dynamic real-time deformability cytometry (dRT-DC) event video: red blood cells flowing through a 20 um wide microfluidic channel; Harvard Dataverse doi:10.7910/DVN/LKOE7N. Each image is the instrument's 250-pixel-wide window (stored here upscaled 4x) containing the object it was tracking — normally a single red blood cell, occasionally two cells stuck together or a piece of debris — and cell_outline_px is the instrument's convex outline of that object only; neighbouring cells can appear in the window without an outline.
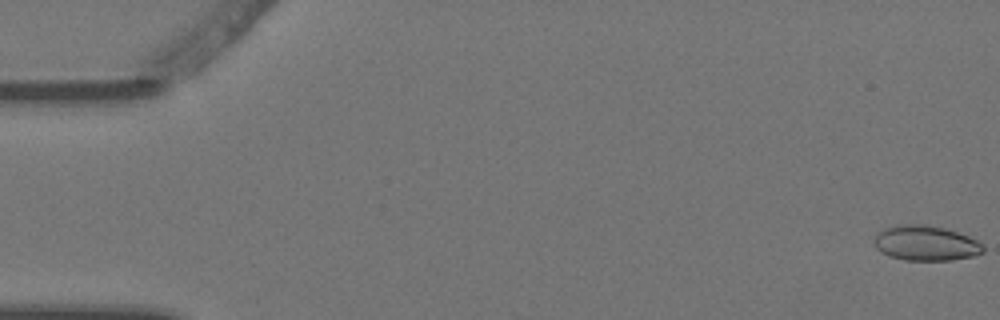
{"species": "Egyptian fruit bat (a non-hibernating species)", "species_latin": "Rousettus aegyptiacus", "temperature_condition": "warm", "stored_images_in_passage": 5, "camera_frame_rate_fps": 3000, "um_per_image_px": 0.085, "animal": {"sex": "female"}, "frame": {"image": 1, "passage_image": 1, "time_ms": 0.0, "image_size_px": [1000, 320], "cell_outline_px": [[984, 252], [976, 256], [952, 260], [904, 260], [888, 256], [880, 252], [872, 244], [876, 236], [884, 228], [900, 224], [924, 224], [944, 228], [968, 236], [984, 244]], "centroid_in_image_um": [78.69, 20.68], "position_along_channel_um": 6.3, "area_um2": 22.48}}
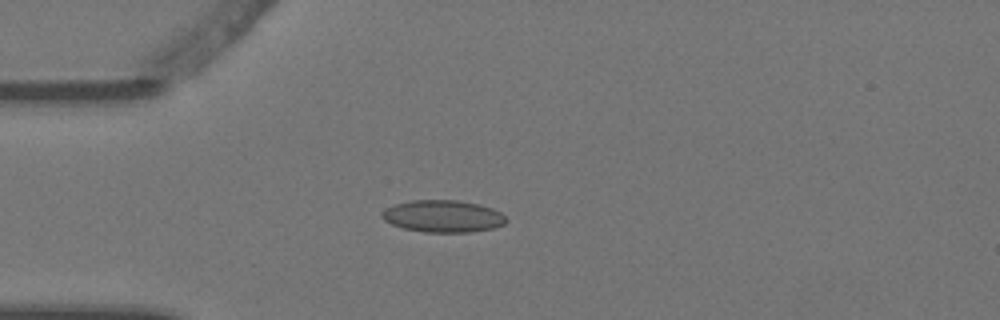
{"frame": {"image": 2, "passage_image": 5, "time_ms": 1.333, "image_size_px": [1000, 320], "cell_outline_px": [[508, 220], [504, 224], [496, 228], [472, 232], [424, 232], [404, 228], [392, 224], [384, 220], [380, 216], [380, 212], [396, 204], [412, 200], [460, 200], [480, 204], [492, 208], [500, 212]], "centroid_in_image_um": [37.69, 18.38], "position_along_channel_um": 47.3, "area_um2": 23.35}}